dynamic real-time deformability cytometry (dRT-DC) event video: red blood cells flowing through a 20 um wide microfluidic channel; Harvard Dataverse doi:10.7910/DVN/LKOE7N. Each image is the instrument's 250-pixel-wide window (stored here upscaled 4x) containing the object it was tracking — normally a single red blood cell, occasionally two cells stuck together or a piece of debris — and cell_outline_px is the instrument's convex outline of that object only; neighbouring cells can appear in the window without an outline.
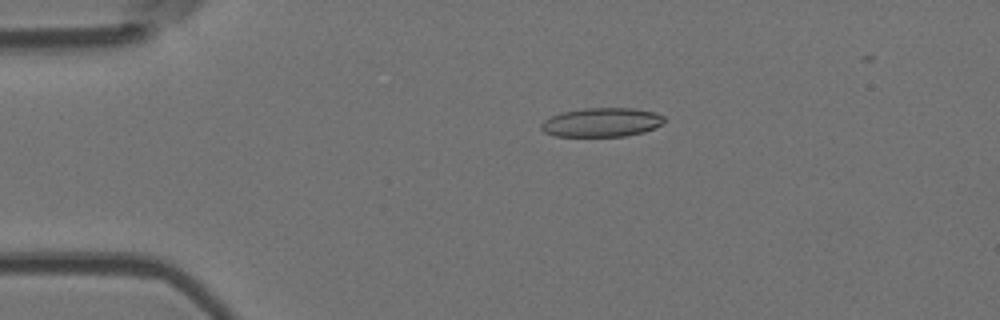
{"species": "Egyptian fruit bat (a non-hibernating species)", "species_latin": "Rousettus aegyptiacus", "temperature_condition": "room temperature", "stored_images_in_passage": 4, "camera_frame_rate_fps": 3000, "um_per_image_px": 0.085, "animal": {"sex": "female"}, "frame": {"image": 1, "passage_image": 3, "time_ms": 3.0, "image_size_px": [1000, 320], "cell_outline_px": [[664, 124], [644, 132], [624, 136], [556, 136], [544, 132], [540, 128], [540, 124], [544, 120], [560, 112], [584, 108], [632, 108], [656, 112], [664, 116]], "centroid_in_image_um": [51.15, 10.39], "position_along_channel_um": 33.9, "area_um2": 20.92}}